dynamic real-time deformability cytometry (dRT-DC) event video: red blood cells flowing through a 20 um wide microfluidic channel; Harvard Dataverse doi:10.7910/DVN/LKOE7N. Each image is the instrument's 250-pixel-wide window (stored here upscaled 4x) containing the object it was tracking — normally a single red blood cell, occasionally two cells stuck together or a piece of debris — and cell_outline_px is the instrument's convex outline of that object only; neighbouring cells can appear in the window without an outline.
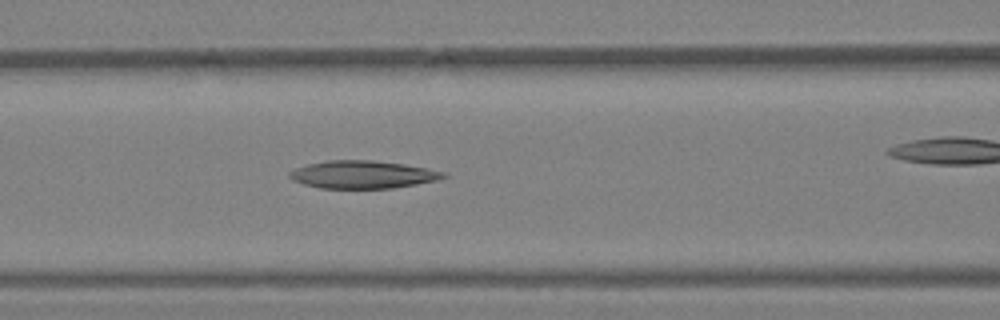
{"species": "Egyptian fruit bat (a non-hibernating species)", "species_latin": "Rousettus aegyptiacus", "temperature_condition": "warm", "stored_images_in_passage": 27, "camera_frame_rate_fps": 3000, "um_per_image_px": 0.085, "animal": {"sex": "female"}, "frame": {"image": 1, "passage_image": 12, "time_ms": 3.667, "image_size_px": [1000, 320], "cell_outline_px": [[448, 176], [436, 180], [416, 184], [392, 188], [320, 188], [304, 184], [292, 180], [288, 176], [288, 172], [296, 168], [308, 164], [328, 160], [372, 160], [404, 164], [448, 172]], "centroid_in_image_um": [30.83, 14.83], "position_along_channel_um": 135.8, "area_um2": 24.85}}
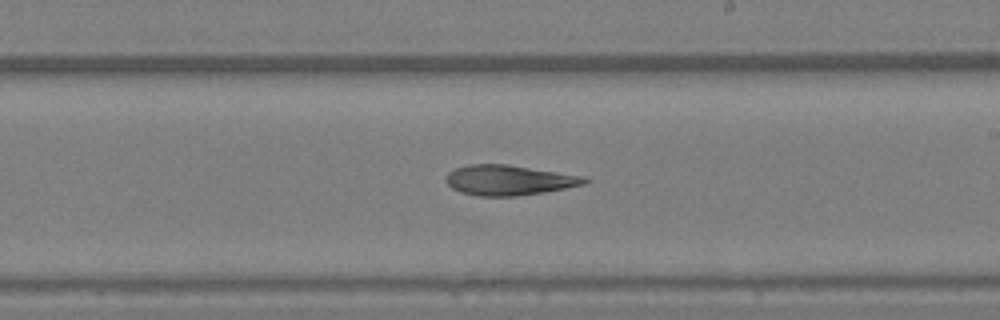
{"frame": {"image": 2, "passage_image": 18, "time_ms": 5.667, "image_size_px": [1000, 320], "cell_outline_px": [[592, 180], [584, 184], [544, 192], [516, 196], [476, 196], [460, 192], [452, 188], [444, 180], [444, 176], [448, 172], [456, 168], [468, 164], [508, 164], [584, 176]], "centroid_in_image_um": [43.23, 15.31], "position_along_channel_um": 245.8, "area_um2": 24.51}}
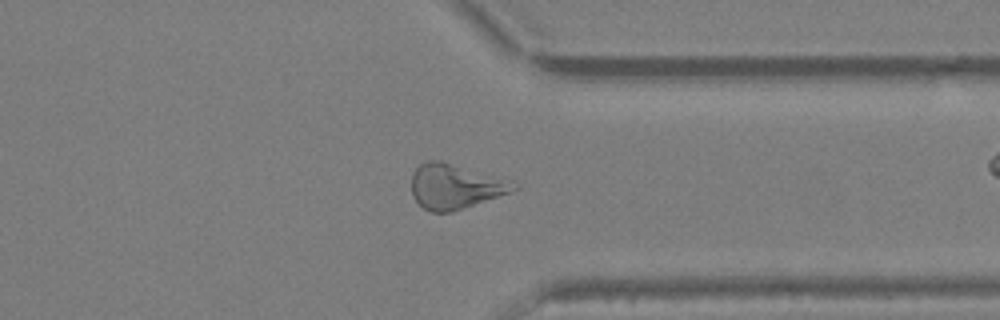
{"frame": {"image": 3, "passage_image": 25, "time_ms": 8.0, "image_size_px": [1000, 320], "cell_outline_px": [[520, 188], [512, 192], [452, 212], [432, 212], [424, 208], [412, 196], [412, 172], [420, 164], [428, 160], [440, 160], [512, 180], [520, 184]], "centroid_in_image_um": [38.73, 15.84], "position_along_channel_um": 372.7, "area_um2": 26.93}}